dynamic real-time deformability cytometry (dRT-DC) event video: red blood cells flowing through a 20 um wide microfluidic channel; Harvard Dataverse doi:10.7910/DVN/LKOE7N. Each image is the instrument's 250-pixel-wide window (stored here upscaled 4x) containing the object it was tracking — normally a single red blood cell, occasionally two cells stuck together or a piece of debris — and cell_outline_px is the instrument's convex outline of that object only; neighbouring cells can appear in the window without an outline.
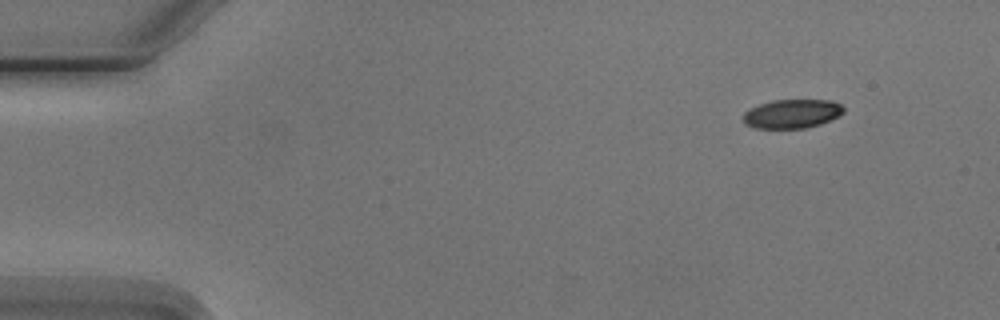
{"species": "Egyptian fruit bat (a non-hibernating species)", "species_latin": "Rousettus aegyptiacus", "temperature_condition": "cold", "stored_images_in_passage": 4, "segment_of_instrument_passage": [2, 2], "camera_frame_rate_fps": 3000, "um_per_image_px": 0.085, "animal": {"sex": "male"}, "frame": {"image": 1, "passage_image": 4, "time_ms": 4.333, "image_size_px": [1000, 320], "cell_outline_px": [[844, 112], [820, 124], [804, 128], [756, 128], [744, 124], [744, 112], [748, 108], [772, 100], [832, 100], [840, 104], [844, 108]], "centroid_in_image_um": [67.29, 9.66], "position_along_channel_um": 17.7, "area_um2": 16.82}}